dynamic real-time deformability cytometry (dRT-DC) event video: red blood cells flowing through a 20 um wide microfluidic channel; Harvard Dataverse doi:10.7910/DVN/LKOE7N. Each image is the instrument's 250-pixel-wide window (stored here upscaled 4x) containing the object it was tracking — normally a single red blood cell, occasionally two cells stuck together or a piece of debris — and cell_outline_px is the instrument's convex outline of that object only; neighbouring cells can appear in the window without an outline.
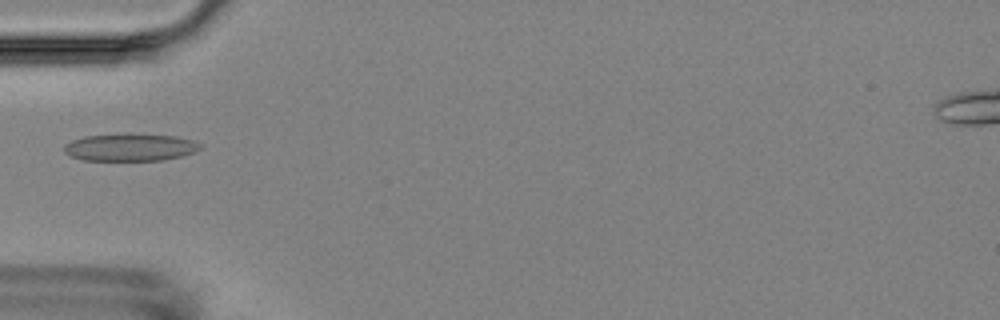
{"species": "Egyptian fruit bat (a non-hibernating species)", "species_latin": "Rousettus aegyptiacus", "temperature_condition": "room temperature", "stored_images_in_passage": 1, "camera_frame_rate_fps": 3000, "um_per_image_px": 0.085, "animal": {"sex": "female"}, "frame": {"image": 1, "passage_image": 1, "time_ms": 0.0, "image_size_px": [1000, 320], "cell_outline_px": [[204, 144], [200, 148], [184, 156], [164, 160], [84, 160], [72, 156], [64, 152], [64, 144], [72, 140], [84, 136], [124, 132], [176, 136], [192, 140]], "centroid_in_image_um": [11.07, 12.49], "position_along_channel_um": 73.9, "area_um2": 22.2}}